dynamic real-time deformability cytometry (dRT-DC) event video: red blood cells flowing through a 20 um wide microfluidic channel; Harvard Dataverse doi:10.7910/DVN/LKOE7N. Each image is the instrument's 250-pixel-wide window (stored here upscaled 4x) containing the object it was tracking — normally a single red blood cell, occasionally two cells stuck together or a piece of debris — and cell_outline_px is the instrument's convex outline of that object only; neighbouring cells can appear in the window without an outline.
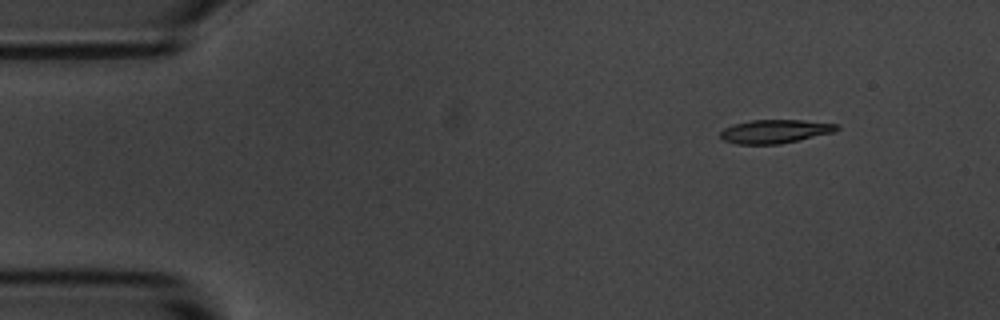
{"species": "common noctule bat (a hibernating species)", "species_latin": "Nyctalus noctula", "temperature_condition": "room temperature", "stored_images_in_passage": 5, "camera_frame_rate_fps": 3000, "um_per_image_px": 0.085, "animal": {"sex": "male", "body_mass_g": 20.1, "forearm_length_mm": 53.5}, "frame": {"image": 1, "passage_image": 1, "time_ms": 0.0, "image_size_px": [1000, 320], "cell_outline_px": [[840, 128], [836, 132], [780, 144], [736, 144], [724, 140], [720, 136], [720, 132], [724, 128], [732, 124], [752, 120], [804, 120], [840, 124]], "centroid_in_image_um": [65.92, 11.16], "position_along_channel_um": 19.1, "area_um2": 16.18}}
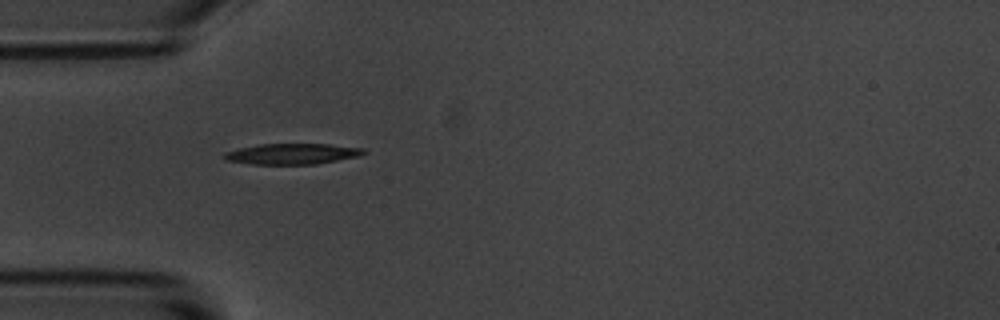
{"frame": {"image": 2, "passage_image": 4, "time_ms": 1.0, "image_size_px": [1000, 320], "cell_outline_px": [[368, 152], [360, 156], [316, 164], [252, 164], [224, 160], [224, 152], [240, 148], [260, 144], [328, 144], [364, 148]], "centroid_in_image_um": [24.86, 13.08], "position_along_channel_um": 60.1, "area_um2": 16.88}}